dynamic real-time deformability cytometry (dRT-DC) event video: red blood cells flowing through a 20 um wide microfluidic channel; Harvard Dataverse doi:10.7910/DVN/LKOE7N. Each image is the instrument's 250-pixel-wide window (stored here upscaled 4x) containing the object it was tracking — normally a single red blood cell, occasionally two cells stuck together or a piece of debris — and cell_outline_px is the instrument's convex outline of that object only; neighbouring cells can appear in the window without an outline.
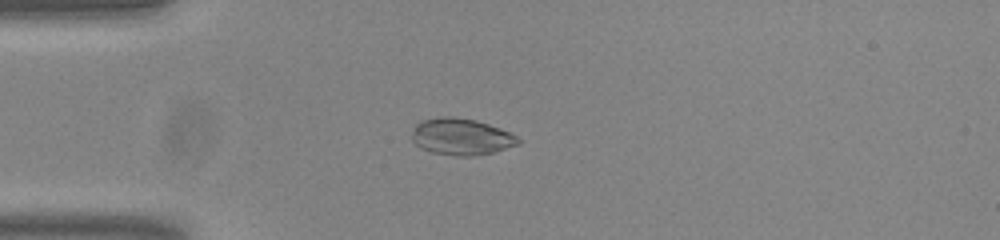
{"species": "common noctule bat (a hibernating species)", "species_latin": "Nyctalus noctula", "temperature_condition": "room temperature", "stored_images_in_passage": 28, "camera_frame_rate_fps": 3000, "um_per_image_px": 0.085, "animal": {"sex": "male", "body_mass_g": 20.0, "forearm_length_mm": 53.3}, "frame": {"image": 1, "passage_image": 14, "time_ms": 4.333, "image_size_px": [1000, 240], "cell_outline_px": [[520, 144], [492, 152], [472, 156], [456, 156], [432, 152], [420, 148], [412, 140], [412, 128], [420, 120], [444, 116], [452, 116], [476, 120], [500, 128], [516, 136], [520, 140]], "centroid_in_image_um": [39.17, 11.61], "position_along_channel_um": 45.8, "area_um2": 22.72}}
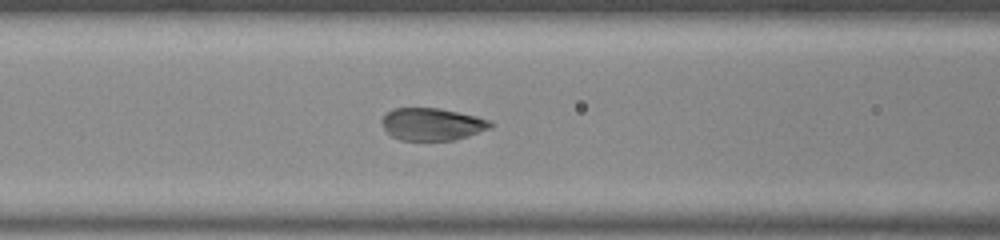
{"frame": {"image": 2, "passage_image": 22, "time_ms": 7.0, "image_size_px": [1000, 240], "cell_outline_px": [[496, 124], [492, 128], [456, 140], [400, 140], [392, 136], [384, 128], [380, 120], [392, 108], [440, 108], [476, 116], [488, 120]], "centroid_in_image_um": [36.75, 10.56], "position_along_channel_um": 129.8, "area_um2": 20.58}}
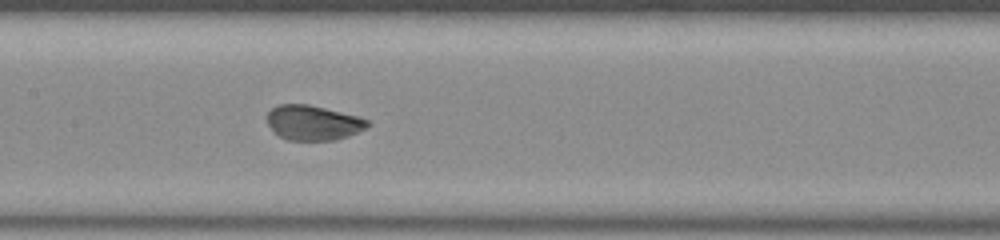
{"frame": {"image": 3, "passage_image": 26, "time_ms": 8.333, "image_size_px": [1000, 240], "cell_outline_px": [[372, 124], [348, 136], [336, 140], [288, 140], [280, 136], [268, 124], [264, 116], [272, 108], [280, 104], [308, 104], [360, 116], [372, 120]], "centroid_in_image_um": [26.64, 10.42], "position_along_channel_um": 180.8, "area_um2": 20.58}}